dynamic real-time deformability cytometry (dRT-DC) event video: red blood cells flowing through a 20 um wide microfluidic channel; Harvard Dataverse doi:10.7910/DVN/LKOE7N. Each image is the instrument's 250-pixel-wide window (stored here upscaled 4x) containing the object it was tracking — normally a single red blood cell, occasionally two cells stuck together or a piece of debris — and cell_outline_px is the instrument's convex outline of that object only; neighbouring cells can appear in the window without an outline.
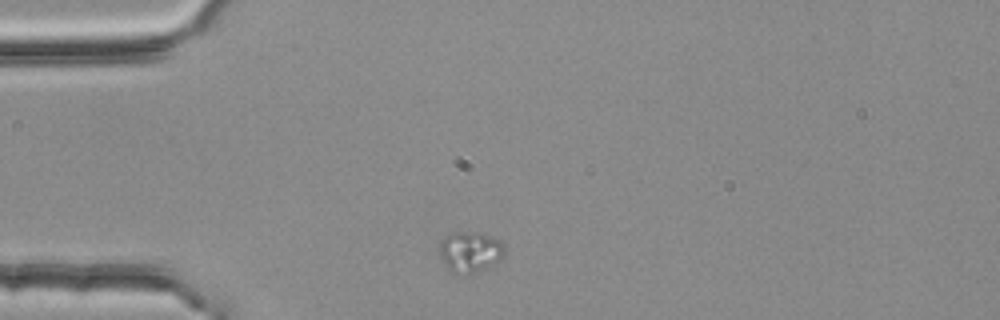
{"species": "common noctule bat (a hibernating species)", "species_latin": "Nyctalus noctula", "temperature_condition": "room temperature", "stored_images_in_passage": 5, "camera_frame_rate_fps": 3000, "um_per_image_px": 0.085, "animal": {"sex": "female", "body_mass_g": 25.1}, "frame": {"image": 1, "passage_image": 5, "time_ms": 1.333, "image_size_px": [1000, 320], "cell_outline_px": [[504, 256], [500, 260], [488, 268], [460, 276], [448, 272], [444, 264], [440, 252], [440, 240], [444, 236], [452, 232], [480, 232], [500, 240], [504, 244]], "centroid_in_image_um": [39.95, 21.42], "position_along_channel_um": 45.1, "area_um2": 15.9}}